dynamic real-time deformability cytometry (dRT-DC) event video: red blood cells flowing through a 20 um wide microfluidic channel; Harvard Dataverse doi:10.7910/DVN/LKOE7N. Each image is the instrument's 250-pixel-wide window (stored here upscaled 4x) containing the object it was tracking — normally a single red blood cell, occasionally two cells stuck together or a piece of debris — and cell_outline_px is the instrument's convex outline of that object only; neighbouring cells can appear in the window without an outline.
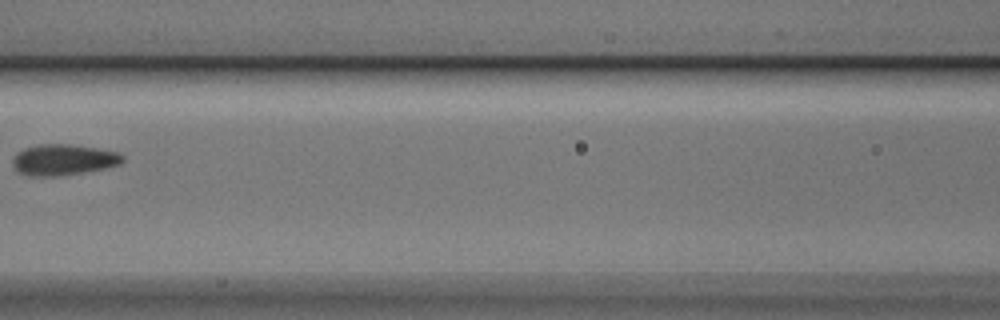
{"species": "Egyptian fruit bat (a non-hibernating species)", "species_latin": "Rousettus aegyptiacus", "temperature_condition": "cold", "stored_images_in_passage": 7, "camera_frame_rate_fps": 3000, "um_per_image_px": 0.085, "animal": {"sex": "male"}, "frame": {"image": 1, "passage_image": 6, "time_ms": 1.667, "image_size_px": [1000, 320], "cell_outline_px": [[124, 160], [120, 164], [104, 168], [60, 176], [28, 176], [20, 172], [12, 164], [12, 160], [16, 152], [24, 148], [40, 144], [68, 144], [116, 152], [124, 156]], "centroid_in_image_um": [5.34, 13.58], "position_along_channel_um": 161.3, "area_um2": 19.59}}
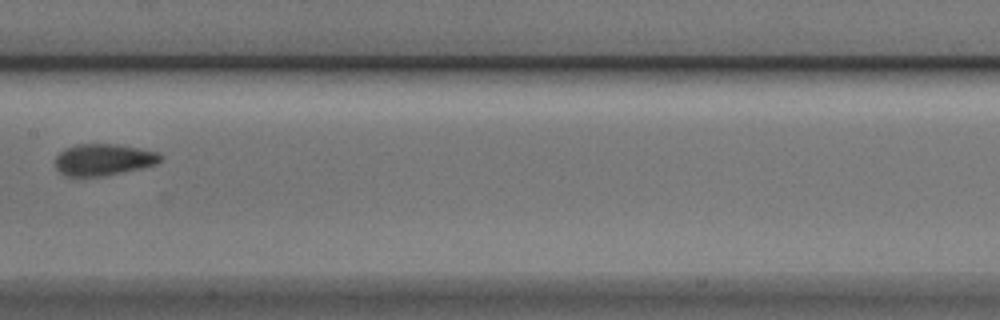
{"frame": {"image": 2, "passage_image": 7, "time_ms": 2.0, "image_size_px": [1000, 320], "cell_outline_px": [[164, 156], [156, 164], [144, 168], [108, 176], [64, 176], [56, 168], [56, 156], [64, 148], [76, 144], [116, 144], [160, 152]], "centroid_in_image_um": [8.82, 13.58], "position_along_channel_um": 198.6, "area_um2": 19.71}}